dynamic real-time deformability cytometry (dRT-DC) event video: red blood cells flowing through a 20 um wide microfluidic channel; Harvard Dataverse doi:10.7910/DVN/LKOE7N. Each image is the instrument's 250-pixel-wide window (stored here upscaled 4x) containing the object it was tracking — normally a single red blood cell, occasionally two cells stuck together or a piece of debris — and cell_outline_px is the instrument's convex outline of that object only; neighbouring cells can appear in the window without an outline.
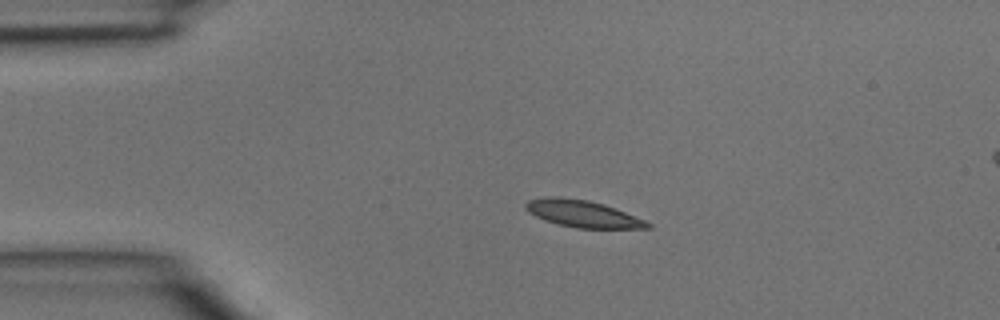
{"species": "common noctule bat (a hibernating species)", "species_latin": "Nyctalus noctula", "temperature_condition": "room temperature", "stored_images_in_passage": 3, "segment_of_instrument_passage": [1, 2], "camera_frame_rate_fps": 3000, "um_per_image_px": 0.085, "animal": {"sex": "male", "body_mass_g": 15.6}, "frame": {"image": 1, "passage_image": 2, "time_ms": 0.333, "image_size_px": [1000, 320], "cell_outline_px": [[652, 228], [576, 228], [556, 224], [544, 220], [528, 212], [524, 208], [524, 204], [528, 200], [544, 196], [552, 196], [588, 200], [604, 204], [644, 220], [652, 224]], "centroid_in_image_um": [49.47, 18.16], "position_along_channel_um": 35.5, "area_um2": 19.13}}